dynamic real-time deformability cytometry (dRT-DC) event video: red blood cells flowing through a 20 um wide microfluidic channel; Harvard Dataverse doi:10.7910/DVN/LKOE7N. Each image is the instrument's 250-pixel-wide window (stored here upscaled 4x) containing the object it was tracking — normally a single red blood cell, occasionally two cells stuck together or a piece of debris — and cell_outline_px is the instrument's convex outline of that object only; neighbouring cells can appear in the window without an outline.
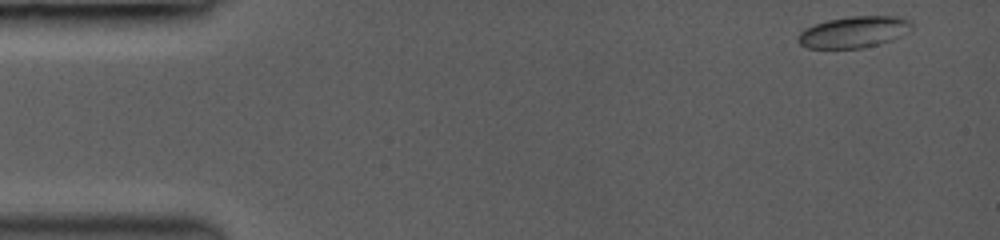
{"species": "common noctule bat (a hibernating species)", "species_latin": "Nyctalus noctula", "temperature_condition": "room temperature", "stored_images_in_passage": 10, "camera_frame_rate_fps": 3000, "um_per_image_px": 0.085, "animal": {"sex": "female", "body_mass_g": 19.0, "forearm_length_mm": 53.3}, "frame": {"image": 1, "passage_image": 1, "time_ms": 0.0, "image_size_px": [1000, 240], "cell_outline_px": [[912, 28], [908, 32], [892, 40], [880, 44], [860, 48], [808, 48], [800, 44], [796, 40], [800, 32], [804, 28], [828, 20], [848, 16], [900, 16], [912, 20]], "centroid_in_image_um": [72.61, 2.71], "position_along_channel_um": 12.4, "area_um2": 20.98}}
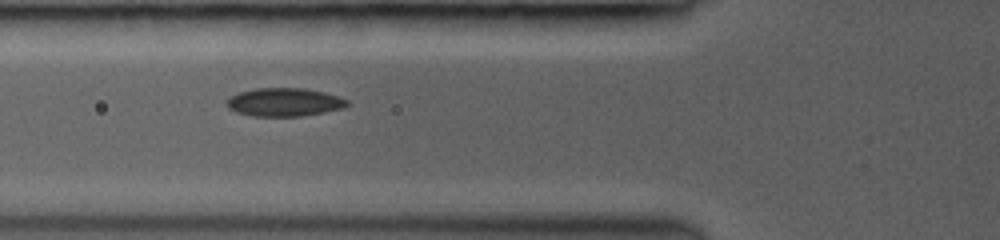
{"frame": {"image": 2, "passage_image": 7, "time_ms": 5.0, "image_size_px": [1000, 240], "cell_outline_px": [[348, 104], [344, 108], [324, 112], [300, 116], [252, 116], [236, 112], [228, 108], [224, 104], [224, 100], [240, 92], [256, 88], [304, 88], [324, 92], [348, 100]], "centroid_in_image_um": [24.12, 8.68], "position_along_channel_um": 101.7, "area_um2": 19.88}}
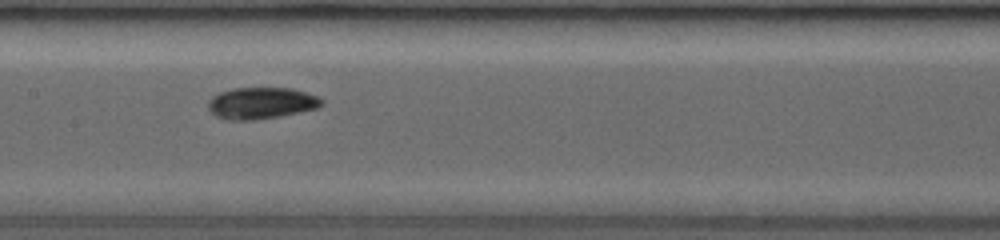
{"frame": {"image": 3, "passage_image": 9, "time_ms": 7.0, "image_size_px": [1000, 240], "cell_outline_px": [[324, 104], [316, 108], [280, 116], [252, 120], [228, 120], [216, 116], [208, 108], [208, 100], [212, 96], [220, 92], [232, 88], [292, 88], [316, 96], [324, 100]], "centroid_in_image_um": [22.18, 8.76], "position_along_channel_um": 185.2, "area_um2": 20.81}}